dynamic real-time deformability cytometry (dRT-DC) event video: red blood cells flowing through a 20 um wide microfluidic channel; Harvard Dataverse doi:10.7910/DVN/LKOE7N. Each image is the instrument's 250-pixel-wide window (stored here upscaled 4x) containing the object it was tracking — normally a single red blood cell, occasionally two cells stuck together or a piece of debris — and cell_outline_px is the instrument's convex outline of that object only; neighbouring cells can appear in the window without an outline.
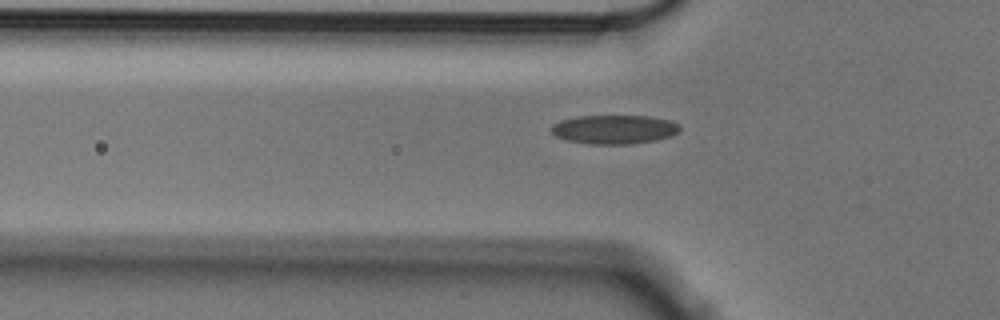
{"species": "Egyptian fruit bat (a non-hibernating species)", "species_latin": "Rousettus aegyptiacus", "temperature_condition": "cold", "stored_images_in_passage": 42, "camera_frame_rate_fps": 3000, "um_per_image_px": 0.085, "animal": {"sex": "male"}, "frame": {"image": 1, "passage_image": 10, "time_ms": 3.0, "image_size_px": [1000, 320], "cell_outline_px": [[680, 132], [672, 136], [656, 140], [632, 144], [588, 144], [568, 140], [556, 136], [548, 128], [552, 124], [560, 120], [576, 116], [648, 116], [672, 120], [680, 124]], "centroid_in_image_um": [52.23, 10.99], "position_along_channel_um": 73.6, "area_um2": 22.02}}
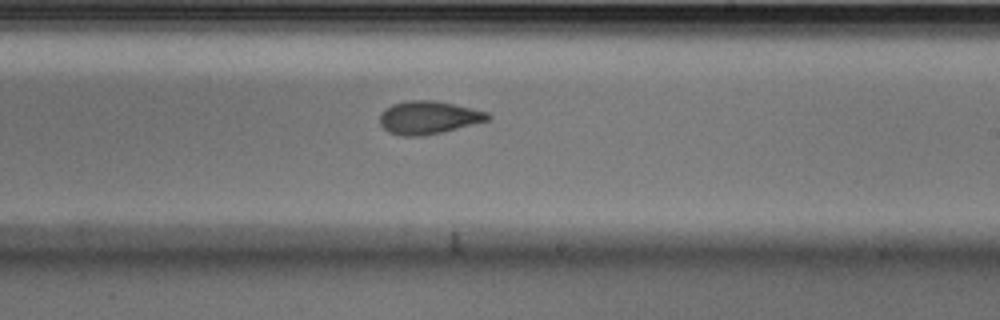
{"frame": {"image": 2, "passage_image": 25, "time_ms": 8.0, "image_size_px": [1000, 320], "cell_outline_px": [[492, 116], [488, 120], [440, 132], [420, 136], [404, 136], [388, 132], [380, 124], [380, 112], [384, 108], [392, 104], [412, 100], [432, 100], [452, 104], [488, 112]], "centroid_in_image_um": [36.37, 9.98], "position_along_channel_um": 252.6, "area_um2": 20.46}}
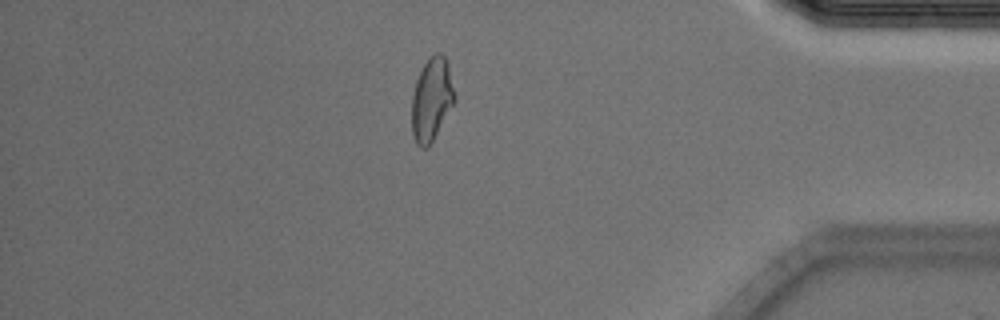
{"frame": {"image": 3, "passage_image": 40, "time_ms": 13.0, "image_size_px": [1000, 320], "cell_outline_px": [[456, 100], [428, 148], [420, 148], [416, 144], [412, 136], [412, 96], [416, 80], [428, 56], [436, 52], [440, 52], [444, 56], [448, 64], [456, 96]], "centroid_in_image_um": [36.69, 8.45], "position_along_channel_um": 398.5, "area_um2": 20.92}}